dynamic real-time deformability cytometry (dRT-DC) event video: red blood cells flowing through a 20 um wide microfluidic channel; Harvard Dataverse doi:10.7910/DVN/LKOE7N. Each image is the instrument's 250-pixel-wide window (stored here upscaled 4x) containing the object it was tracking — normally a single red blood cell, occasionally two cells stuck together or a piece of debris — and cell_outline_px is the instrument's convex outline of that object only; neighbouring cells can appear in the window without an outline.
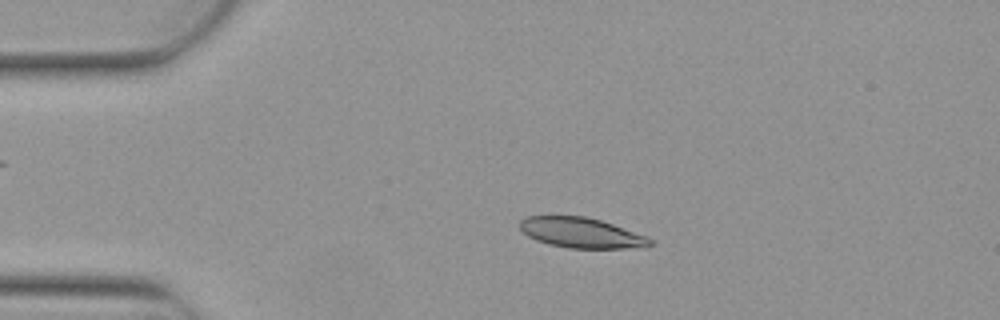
{"species": "Egyptian fruit bat (a non-hibernating species)", "species_latin": "Rousettus aegyptiacus", "temperature_condition": "warm", "stored_images_in_passage": 4, "camera_frame_rate_fps": 3000, "um_per_image_px": 0.085, "animal": {"sex": "female"}, "frame": {"image": 1, "passage_image": 3, "time_ms": 0.667, "image_size_px": [1000, 320], "cell_outline_px": [[652, 244], [648, 248], [568, 248], [548, 244], [536, 240], [528, 236], [520, 228], [520, 220], [524, 216], [584, 216], [600, 220], [648, 236], [652, 240]], "centroid_in_image_um": [49.43, 19.79], "position_along_channel_um": 35.6, "area_um2": 23.06}}